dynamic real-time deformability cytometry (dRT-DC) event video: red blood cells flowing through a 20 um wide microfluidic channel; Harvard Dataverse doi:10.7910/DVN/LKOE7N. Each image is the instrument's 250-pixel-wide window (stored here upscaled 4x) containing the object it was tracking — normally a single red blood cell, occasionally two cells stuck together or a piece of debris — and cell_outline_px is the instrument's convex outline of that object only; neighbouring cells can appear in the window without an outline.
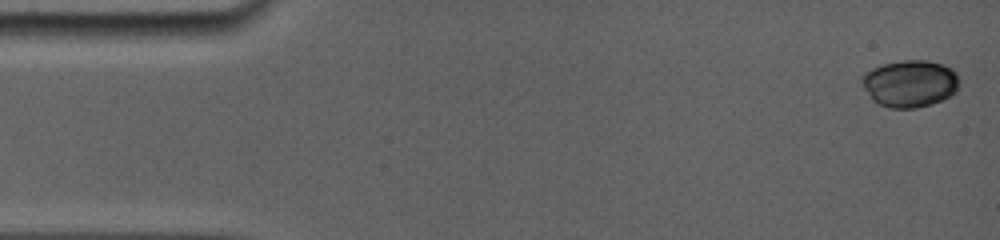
{"species": "common noctule bat (a hibernating species)", "species_latin": "Nyctalus noctula", "temperature_condition": "room temperature", "stored_images_in_passage": 43, "camera_frame_rate_fps": 5000, "um_per_image_px": 0.085, "animal": {"sex": "female", "body_mass_g": 19.0, "forearm_length_mm": 56.7}, "frame": {"image": 1, "passage_image": 1, "time_ms": 0.0, "image_size_px": [1000, 240], "cell_outline_px": [[960, 84], [956, 92], [932, 104], [916, 108], [888, 108], [872, 100], [864, 88], [860, 80], [860, 76], [864, 72], [872, 68], [884, 64], [904, 60], [928, 60], [944, 64], [952, 68], [956, 72], [960, 80]], "centroid_in_image_um": [77.35, 7.09], "position_along_channel_um": 7.7, "area_um2": 27.05}}
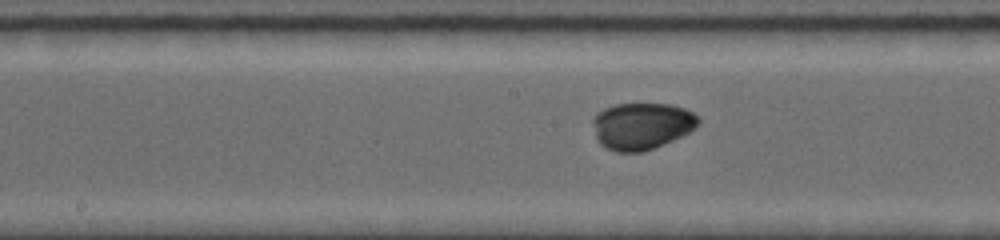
{"frame": {"image": 2, "passage_image": 25, "time_ms": 8.0, "image_size_px": [1000, 240], "cell_outline_px": [[700, 120], [696, 128], [672, 140], [652, 148], [640, 152], [616, 152], [600, 144], [596, 140], [592, 124], [592, 120], [596, 112], [604, 108], [616, 104], [672, 104], [684, 108], [692, 112]], "centroid_in_image_um": [54.5, 10.69], "position_along_channel_um": 193.7, "area_um2": 28.78}}
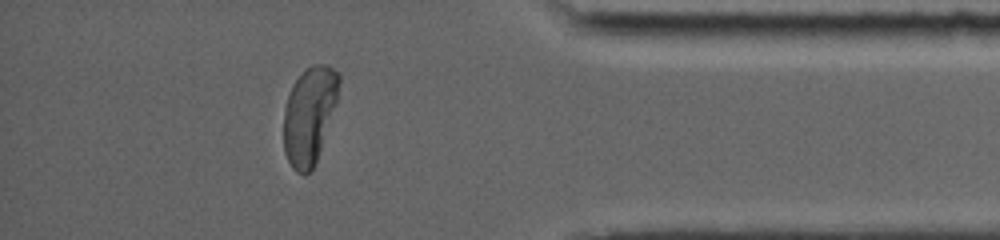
{"frame": {"image": 3, "passage_image": 43, "time_ms": 14.0, "image_size_px": [1000, 240], "cell_outline_px": [[340, 80], [336, 104], [316, 160], [312, 168], [308, 172], [296, 172], [292, 168], [284, 152], [284, 108], [292, 84], [312, 64], [328, 64], [340, 72]], "centroid_in_image_um": [26.3, 9.74], "position_along_channel_um": 408.9, "area_um2": 30.92}, "authors_computed_cell_mechanics": {"area_um2": 28.7844, "velocity_mm_per_s": 3.8525, "shape_relaxation_time_tau1_ms": 6.7915, "shape_relaxation_time_tau2_ms": 1.3361, "deformation_change_tau1": 0.136, "deformation_change_tau2": 0.0247}}